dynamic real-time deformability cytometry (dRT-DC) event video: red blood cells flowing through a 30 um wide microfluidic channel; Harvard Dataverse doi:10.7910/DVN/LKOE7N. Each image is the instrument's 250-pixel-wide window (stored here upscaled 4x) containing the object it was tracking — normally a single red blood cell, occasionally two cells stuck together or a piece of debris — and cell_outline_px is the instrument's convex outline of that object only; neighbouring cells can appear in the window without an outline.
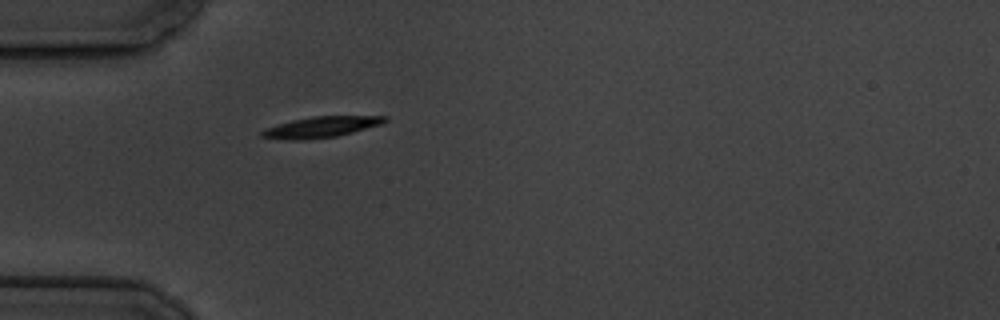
{"species": "common noctule bat (a hibernating species)", "species_latin": "Nyctalus noctula", "temperature_condition": "cold", "stored_images_in_passage": 1, "camera_frame_rate_fps": 3000, "um_per_image_px": 0.085, "animal": {"sex": "male", "body_mass_g": 19.5, "forearm_length_mm": 54.6}, "frame": {"image": 1, "passage_image": 1, "time_ms": 0.0, "image_size_px": [1000, 320], "cell_outline_px": [[388, 120], [380, 124], [352, 132], [336, 136], [304, 140], [288, 140], [260, 136], [260, 132], [264, 128], [292, 120], [312, 116], [388, 116]], "centroid_in_image_um": [27.25, 10.79], "position_along_channel_um": 57.7, "area_um2": 14.85}}